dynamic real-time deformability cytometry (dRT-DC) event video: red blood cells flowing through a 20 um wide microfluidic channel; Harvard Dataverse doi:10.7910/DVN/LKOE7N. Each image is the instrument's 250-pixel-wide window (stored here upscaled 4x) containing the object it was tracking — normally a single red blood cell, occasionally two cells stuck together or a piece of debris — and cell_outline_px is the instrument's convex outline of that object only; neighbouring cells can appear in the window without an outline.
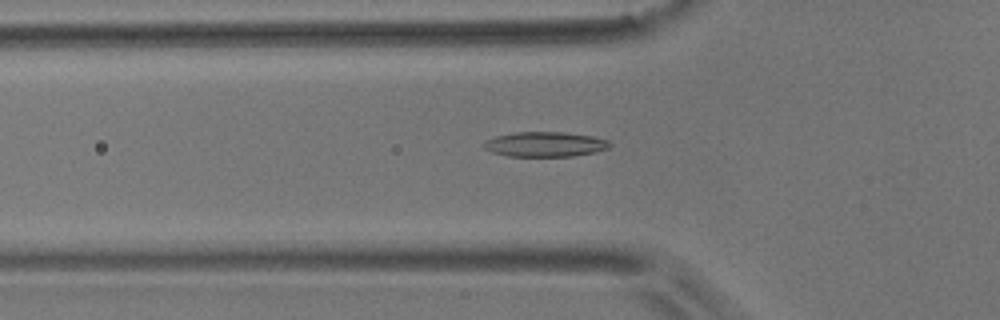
{"species": "common noctule bat (a hibernating species)", "species_latin": "Nyctalus noctula", "temperature_condition": "room temperature", "stored_images_in_passage": 29, "camera_frame_rate_fps": 3000, "um_per_image_px": 0.085, "animal": {"sex": "male", "body_mass_g": 17.9}, "frame": {"image": 1, "passage_image": 4, "time_ms": 1.0, "image_size_px": [1000, 320], "cell_outline_px": [[612, 144], [608, 148], [596, 152], [572, 156], [508, 156], [492, 152], [484, 148], [484, 140], [496, 136], [516, 132], [564, 132], [592, 136], [608, 140]], "centroid_in_image_um": [46.34, 12.26], "position_along_channel_um": 79.5, "area_um2": 18.26}}
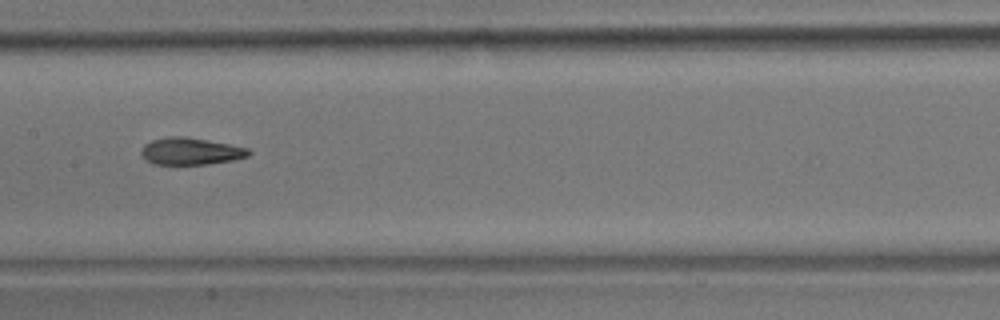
{"frame": {"image": 2, "passage_image": 13, "time_ms": 4.0, "image_size_px": [1000, 320], "cell_outline_px": [[252, 152], [248, 156], [232, 160], [204, 164], [152, 164], [140, 156], [140, 152], [144, 144], [152, 140], [172, 136], [184, 136], [208, 140], [248, 148]], "centroid_in_image_um": [16.17, 12.85], "position_along_channel_um": 191.2, "area_um2": 16.88}}
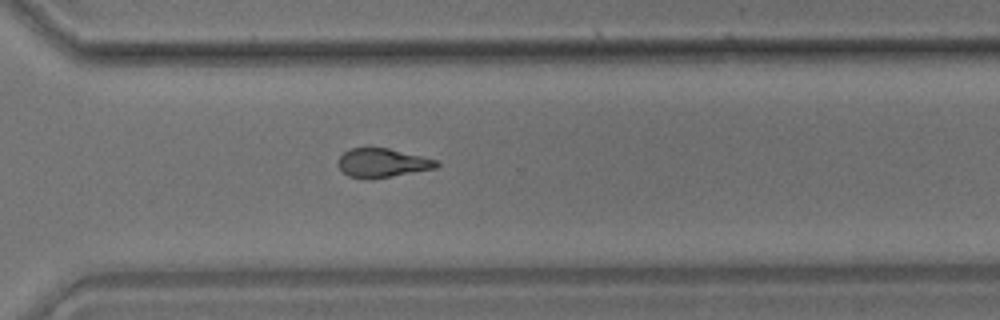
{"frame": {"image": 3, "passage_image": 25, "time_ms": 8.0, "image_size_px": [1000, 320], "cell_outline_px": [[440, 164], [436, 168], [372, 180], [364, 180], [348, 176], [340, 168], [340, 156], [344, 152], [352, 148], [368, 144], [388, 148], [440, 160]], "centroid_in_image_um": [32.51, 13.82], "position_along_channel_um": 338.1, "area_um2": 17.22}, "authors_computed_cell_mechanics": {"area_um2": 17.2244, "velocity_mm_per_s": 3.6828, "shape_relaxation_time_tau1_ms": 7.9591, "shape_relaxation_time_tau2_ms": 2.6327, "deformation_change_tau1": 0.2011, "deformation_change_tau2": 0.1091}}